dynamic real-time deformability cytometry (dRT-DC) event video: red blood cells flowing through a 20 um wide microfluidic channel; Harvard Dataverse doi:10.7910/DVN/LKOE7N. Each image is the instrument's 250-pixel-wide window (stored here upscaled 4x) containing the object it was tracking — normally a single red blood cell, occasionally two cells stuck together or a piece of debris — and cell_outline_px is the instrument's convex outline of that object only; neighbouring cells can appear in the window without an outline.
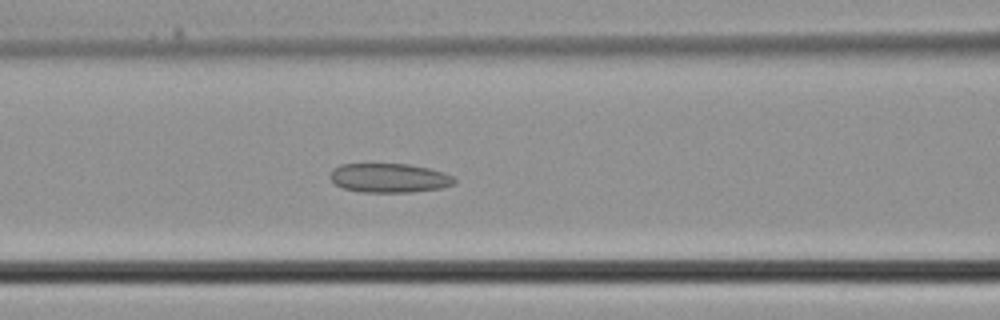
{"species": "common noctule bat (a hibernating species)", "species_latin": "Nyctalus noctula", "temperature_condition": "cold", "stored_images_in_passage": 31, "camera_frame_rate_fps": 3000, "um_per_image_px": 0.085, "animal": {"sex": "male", "body_mass_g": 21.5, "forearm_length_mm": 52.0}, "frame": {"image": 1, "passage_image": 8, "time_ms": 2.333, "image_size_px": [1000, 320], "cell_outline_px": [[456, 184], [440, 188], [408, 192], [360, 192], [344, 188], [336, 184], [328, 176], [332, 168], [340, 164], [408, 164], [428, 168], [444, 172], [452, 176], [456, 180]], "centroid_in_image_um": [33.07, 15.12], "position_along_channel_um": 133.5, "area_um2": 21.15}}
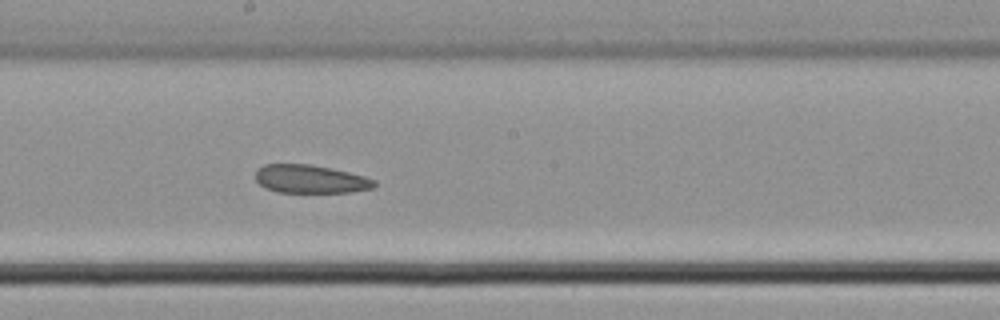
{"frame": {"image": 2, "passage_image": 13, "time_ms": 4.0, "image_size_px": [1000, 320], "cell_outline_px": [[376, 188], [352, 192], [276, 192], [264, 188], [256, 180], [256, 168], [264, 164], [308, 164], [348, 172], [364, 176], [376, 180]], "centroid_in_image_um": [26.38, 15.23], "position_along_channel_um": 221.8, "area_um2": 19.65}}
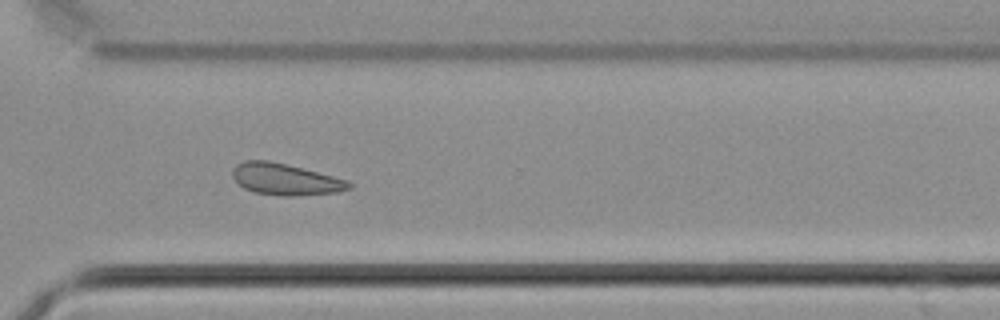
{"frame": {"image": 3, "passage_image": 20, "time_ms": 6.333, "image_size_px": [1000, 320], "cell_outline_px": [[352, 188], [336, 192], [296, 196], [284, 196], [252, 192], [244, 188], [232, 176], [232, 168], [236, 164], [244, 160], [268, 160], [348, 180], [352, 184]], "centroid_in_image_um": [24.22, 15.25], "position_along_channel_um": 346.4, "area_um2": 21.21}}